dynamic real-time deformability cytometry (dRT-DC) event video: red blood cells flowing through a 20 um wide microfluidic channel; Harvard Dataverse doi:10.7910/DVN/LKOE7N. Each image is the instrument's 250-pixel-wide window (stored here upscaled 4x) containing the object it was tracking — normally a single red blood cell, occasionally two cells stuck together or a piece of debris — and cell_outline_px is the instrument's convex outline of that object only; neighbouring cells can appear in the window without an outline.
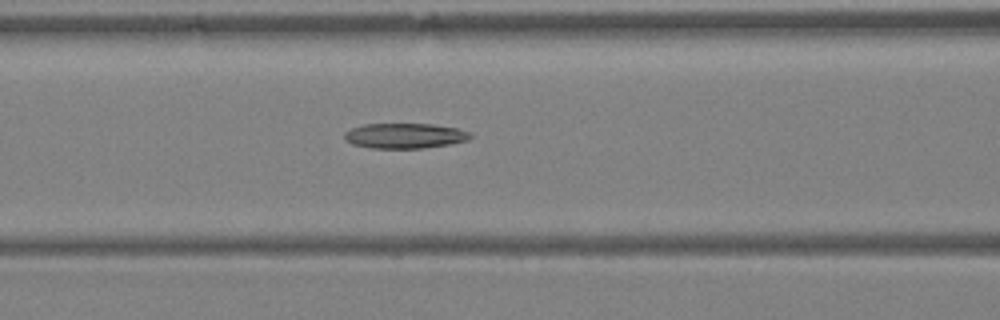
{"species": "Egyptian fruit bat (a non-hibernating species)", "species_latin": "Rousettus aegyptiacus", "temperature_condition": "warm", "stored_images_in_passage": 40, "camera_frame_rate_fps": 3000, "um_per_image_px": 0.085, "animal": {"sex": "female"}, "frame": {"image": 1, "passage_image": 18, "time_ms": 5.667, "image_size_px": [1000, 320], "cell_outline_px": [[472, 136], [468, 140], [452, 144], [424, 148], [368, 148], [352, 144], [344, 140], [344, 132], [352, 128], [364, 124], [432, 124], [456, 128], [468, 132]], "centroid_in_image_um": [34.38, 11.55], "position_along_channel_um": 132.2, "area_um2": 18.55}}
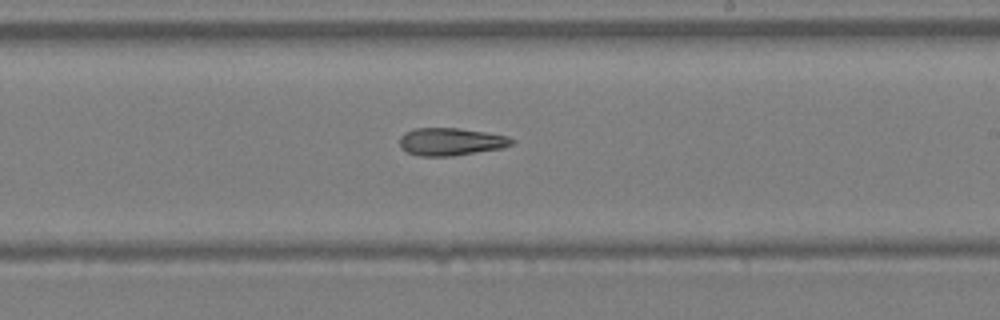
{"frame": {"image": 2, "passage_image": 25, "time_ms": 8.0, "image_size_px": [1000, 320], "cell_outline_px": [[516, 140], [512, 144], [500, 148], [452, 156], [420, 156], [408, 152], [400, 148], [400, 136], [404, 132], [416, 128], [460, 128], [508, 136]], "centroid_in_image_um": [38.3, 12.04], "position_along_channel_um": 250.7, "area_um2": 17.98}}
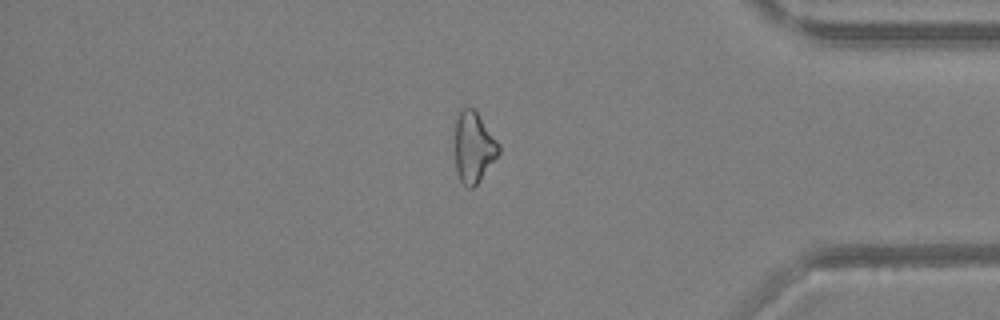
{"frame": {"image": 3, "passage_image": 35, "time_ms": 11.333, "image_size_px": [1000, 320], "cell_outline_px": [[500, 152], [480, 180], [472, 188], [468, 188], [460, 180], [456, 172], [456, 120], [460, 108], [472, 108], [476, 112], [500, 144]], "centroid_in_image_um": [40.27, 12.53], "position_along_channel_um": 394.9, "area_um2": 17.74}}